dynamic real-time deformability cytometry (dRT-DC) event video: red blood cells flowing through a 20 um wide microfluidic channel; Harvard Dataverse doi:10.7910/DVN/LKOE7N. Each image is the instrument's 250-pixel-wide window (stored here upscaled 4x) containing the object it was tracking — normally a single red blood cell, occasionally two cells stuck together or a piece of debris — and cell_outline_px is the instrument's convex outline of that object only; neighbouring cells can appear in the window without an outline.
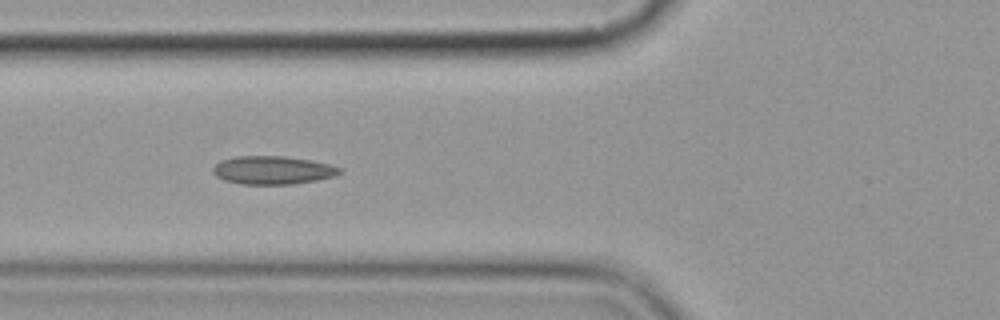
{"species": "common noctule bat (a hibernating species)", "species_latin": "Nyctalus noctula", "temperature_condition": "cold", "stored_images_in_passage": 7, "camera_frame_rate_fps": 3000, "um_per_image_px": 0.085, "animal": {"sex": "female", "body_mass_g": 19.9}, "frame": {"image": 1, "passage_image": 7, "time_ms": 7.0, "image_size_px": [1000, 320], "cell_outline_px": [[344, 172], [336, 176], [316, 180], [292, 184], [240, 184], [224, 180], [216, 176], [212, 172], [212, 168], [220, 160], [236, 156], [284, 156], [312, 160], [328, 164], [340, 168]], "centroid_in_image_um": [23.17, 14.46], "position_along_channel_um": 102.6, "area_um2": 20.98}}